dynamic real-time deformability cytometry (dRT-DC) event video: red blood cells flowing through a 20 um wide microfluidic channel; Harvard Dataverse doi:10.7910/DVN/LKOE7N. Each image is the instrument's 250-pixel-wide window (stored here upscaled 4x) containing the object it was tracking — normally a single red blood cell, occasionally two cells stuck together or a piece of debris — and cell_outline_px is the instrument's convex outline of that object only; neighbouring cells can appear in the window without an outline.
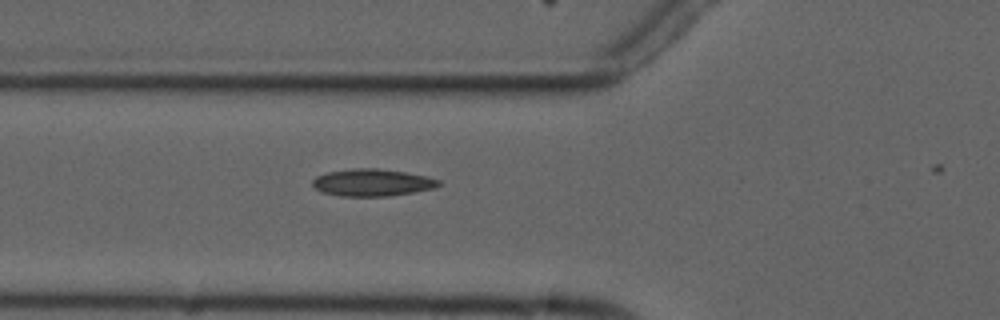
{"species": "common noctule bat (a hibernating species)", "species_latin": "Nyctalus noctula", "temperature_condition": "cold", "stored_images_in_passage": 4, "camera_frame_rate_fps": 3000, "um_per_image_px": 0.085, "animal": {"sex": "male", "forearm_length_mm": 52.5}, "frame": {"image": 1, "passage_image": 4, "time_ms": 5.333, "image_size_px": [1000, 320], "cell_outline_px": [[444, 184], [432, 188], [412, 192], [388, 196], [340, 196], [320, 192], [312, 184], [312, 180], [316, 176], [328, 172], [356, 168], [376, 168], [404, 172], [428, 176], [440, 180]], "centroid_in_image_um": [31.64, 15.52], "position_along_channel_um": 94.2, "area_um2": 19.94}}